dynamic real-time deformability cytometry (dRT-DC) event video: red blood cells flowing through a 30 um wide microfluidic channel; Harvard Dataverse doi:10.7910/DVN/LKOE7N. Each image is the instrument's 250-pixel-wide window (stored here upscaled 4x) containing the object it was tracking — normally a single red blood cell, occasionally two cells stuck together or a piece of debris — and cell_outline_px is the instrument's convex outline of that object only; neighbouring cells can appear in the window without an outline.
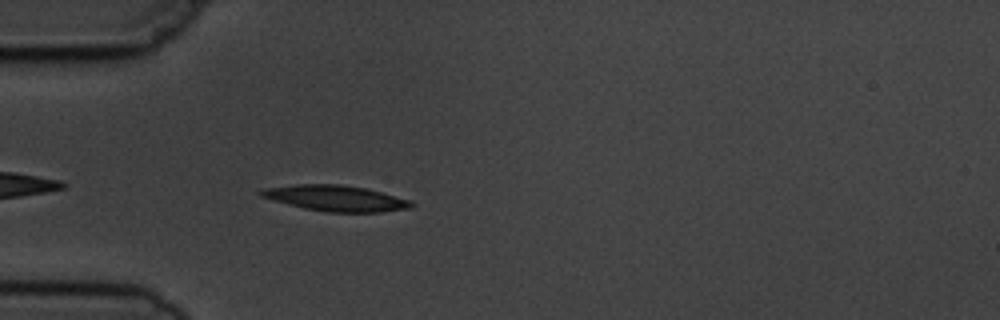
{"species": "common noctule bat (a hibernating species)", "species_latin": "Nyctalus noctula", "temperature_condition": "cold", "stored_images_in_passage": 2, "camera_frame_rate_fps": 3000, "um_per_image_px": 0.085, "animal": {"sex": "male", "body_mass_g": 19.5, "forearm_length_mm": 54.6}, "frame": {"image": 1, "passage_image": 2, "time_ms": 1.0, "image_size_px": [1000, 320], "cell_outline_px": [[416, 204], [412, 208], [380, 212], [328, 212], [304, 208], [272, 200], [260, 196], [256, 192], [264, 188], [300, 184], [340, 184], [364, 188], [412, 200]], "centroid_in_image_um": [28.55, 16.85], "position_along_channel_um": 56.4, "area_um2": 22.6}}